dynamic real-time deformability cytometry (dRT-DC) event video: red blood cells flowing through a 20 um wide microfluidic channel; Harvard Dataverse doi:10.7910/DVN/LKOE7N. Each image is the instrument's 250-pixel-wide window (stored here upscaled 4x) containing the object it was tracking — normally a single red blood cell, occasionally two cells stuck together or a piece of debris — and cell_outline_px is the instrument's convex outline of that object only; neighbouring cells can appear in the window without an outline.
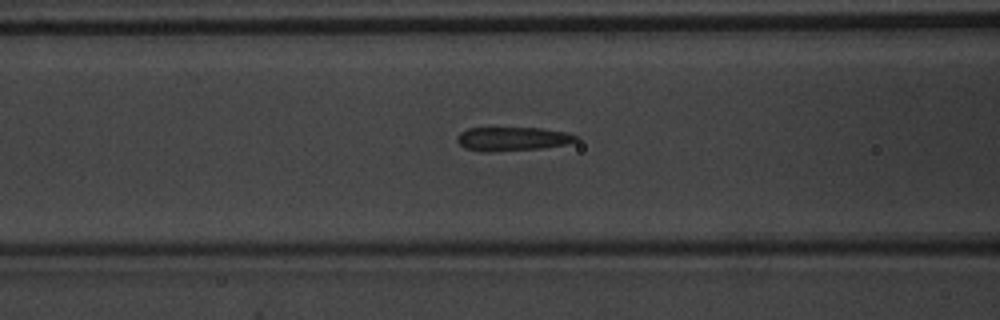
{"species": "common noctule bat (a hibernating species)", "species_latin": "Nyctalus noctula", "temperature_condition": "warm", "stored_images_in_passage": 36, "camera_frame_rate_fps": 3000, "um_per_image_px": 0.085, "animal": {"sex": "male", "body_mass_g": 20.1, "forearm_length_mm": 53.5}, "frame": {"image": 1, "passage_image": 7, "time_ms": 2.0, "image_size_px": [1000, 320], "cell_outline_px": [[580, 140], [564, 144], [544, 148], [488, 152], [484, 152], [464, 148], [456, 140], [456, 136], [460, 132], [468, 128], [540, 128], [564, 132], [580, 136]], "centroid_in_image_um": [43.54, 11.81], "position_along_channel_um": 123.1, "area_um2": 16.59}}
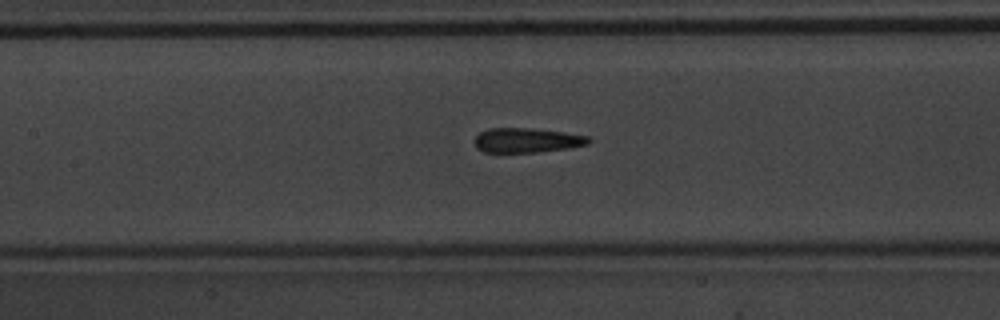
{"frame": {"image": 2, "passage_image": 10, "time_ms": 3.0, "image_size_px": [1000, 320], "cell_outline_px": [[592, 140], [588, 144], [568, 148], [536, 152], [484, 152], [476, 148], [476, 136], [480, 132], [488, 128], [532, 128], [564, 132], [588, 136]], "centroid_in_image_um": [44.79, 11.92], "position_along_channel_um": 162.6, "area_um2": 16.3}}
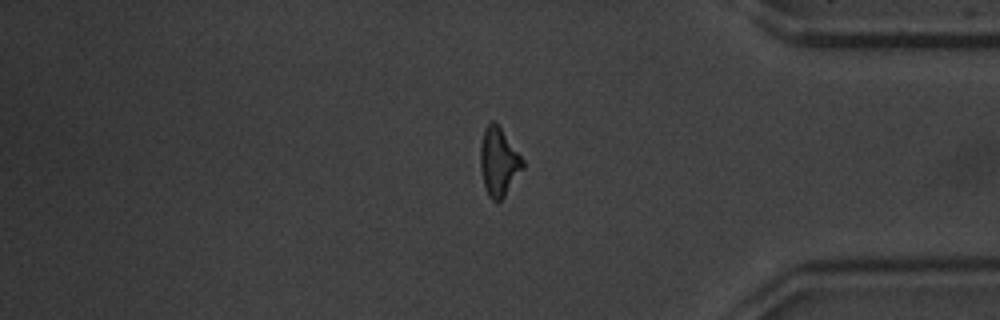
{"frame": {"image": 3, "passage_image": 29, "time_ms": 9.333, "image_size_px": [1000, 320], "cell_outline_px": [[524, 168], [504, 196], [500, 200], [492, 200], [488, 196], [484, 184], [480, 168], [480, 148], [484, 128], [492, 120], [500, 128], [524, 160]], "centroid_in_image_um": [42.38, 13.77], "position_along_channel_um": 392.8, "area_um2": 16.59}}